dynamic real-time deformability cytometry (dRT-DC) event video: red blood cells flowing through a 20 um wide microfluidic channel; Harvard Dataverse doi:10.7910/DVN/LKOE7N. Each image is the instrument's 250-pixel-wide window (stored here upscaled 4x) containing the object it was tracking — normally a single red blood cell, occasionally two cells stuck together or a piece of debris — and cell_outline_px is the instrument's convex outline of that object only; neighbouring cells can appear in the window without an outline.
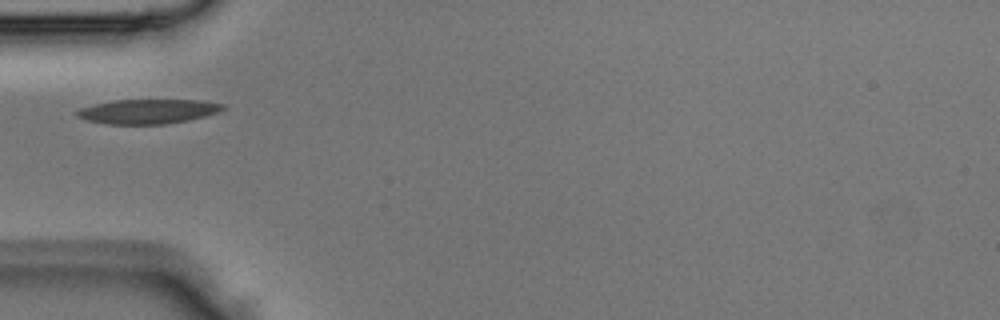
{"species": "Egyptian fruit bat (a non-hibernating species)", "species_latin": "Rousettus aegyptiacus", "temperature_condition": "room temperature", "stored_images_in_passage": 1, "camera_frame_rate_fps": 3000, "um_per_image_px": 0.085, "animal": {"sex": "male"}, "frame": {"image": 1, "passage_image": 1, "time_ms": 0.0, "image_size_px": [1000, 320], "cell_outline_px": [[228, 108], [220, 112], [188, 120], [164, 124], [108, 124], [88, 120], [76, 116], [76, 112], [80, 108], [92, 104], [112, 100], [204, 100], [224, 104]], "centroid_in_image_um": [12.61, 9.46], "position_along_channel_um": 72.4, "area_um2": 20.98}}